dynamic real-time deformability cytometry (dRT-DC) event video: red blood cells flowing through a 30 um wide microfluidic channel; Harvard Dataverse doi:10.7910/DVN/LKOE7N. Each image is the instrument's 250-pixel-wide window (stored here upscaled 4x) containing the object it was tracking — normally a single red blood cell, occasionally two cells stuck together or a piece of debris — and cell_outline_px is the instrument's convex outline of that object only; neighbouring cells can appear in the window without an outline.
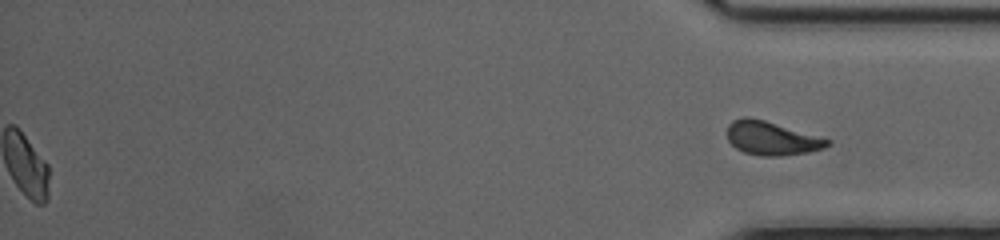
{"species": "common noctule bat (a hibernating species)", "species_latin": "Nyctalus noctula", "temperature_condition": "cold", "stored_images_in_passage": 43, "segment_of_instrument_passage": [2, 2], "camera_frame_rate_fps": 3000, "um_per_image_px": 0.085, "animal": {"sex": "female", "body_mass_g": 20.0, "forearm_length_mm": 54.0}, "frame": {"image": 1, "passage_image": 43, "time_ms": 14.0, "image_size_px": [1000, 240], "cell_outline_px": [[832, 140], [824, 148], [808, 152], [780, 156], [760, 156], [744, 152], [736, 148], [728, 140], [728, 124], [732, 120], [744, 116], [748, 116], [764, 120]], "centroid_in_image_um": [65.56, 11.75], "position_along_channel_um": 369.6, "area_um2": 19.54}}